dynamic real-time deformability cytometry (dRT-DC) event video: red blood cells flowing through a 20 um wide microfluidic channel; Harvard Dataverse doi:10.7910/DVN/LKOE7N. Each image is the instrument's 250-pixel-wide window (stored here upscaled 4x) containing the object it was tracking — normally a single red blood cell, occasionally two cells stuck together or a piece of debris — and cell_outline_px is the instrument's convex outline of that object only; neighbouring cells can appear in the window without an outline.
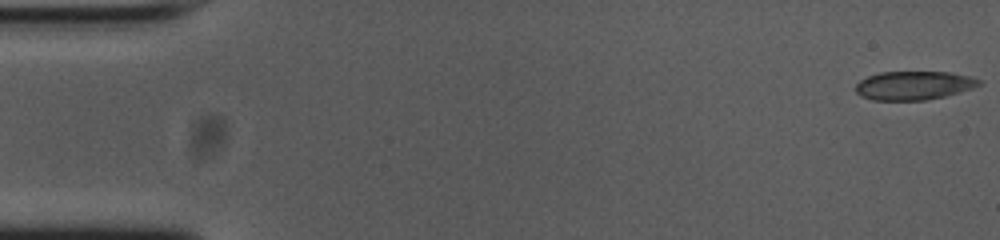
{"species": "common noctule bat (a hibernating species)", "species_latin": "Nyctalus noctula", "temperature_condition": "cold", "stored_images_in_passage": 54, "camera_frame_rate_fps": 3000, "um_per_image_px": 0.085, "animal": {"sex": "female", "body_mass_g": 23.0, "forearm_length_mm": 53.4}, "frame": {"image": 1, "passage_image": 1, "time_ms": 0.0, "image_size_px": [1000, 240], "cell_outline_px": [[980, 84], [972, 88], [960, 92], [928, 100], [872, 100], [860, 96], [856, 92], [856, 84], [860, 80], [868, 76], [880, 72], [948, 72], [972, 76], [980, 80]], "centroid_in_image_um": [77.66, 7.26], "position_along_channel_um": 7.3, "area_um2": 20.63}}
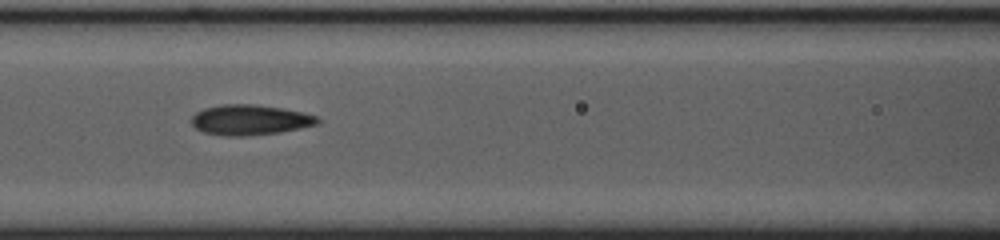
{"frame": {"image": 2, "passage_image": 23, "time_ms": 7.333, "image_size_px": [1000, 240], "cell_outline_px": [[320, 124], [280, 132], [244, 136], [224, 136], [204, 132], [196, 128], [192, 124], [192, 116], [196, 112], [204, 108], [220, 104], [252, 104], [280, 108], [304, 112], [320, 116]], "centroid_in_image_um": [21.28, 10.19], "position_along_channel_um": 145.3, "area_um2": 22.37}}
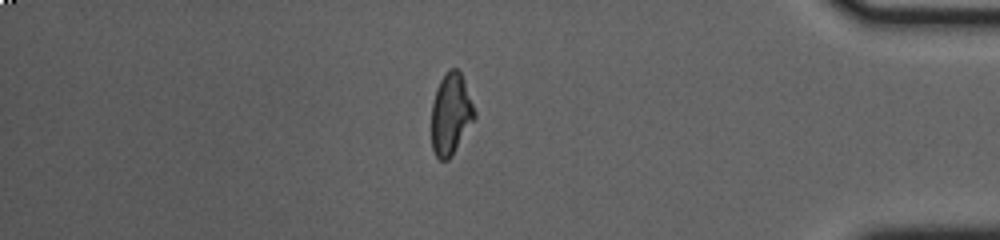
{"frame": {"image": 3, "passage_image": 46, "time_ms": 15.0, "image_size_px": [1000, 240], "cell_outline_px": [[476, 116], [452, 156], [448, 160], [440, 160], [436, 156], [432, 148], [432, 104], [436, 88], [440, 80], [452, 68], [456, 68], [460, 72], [464, 80], [476, 112]], "centroid_in_image_um": [38.32, 9.72], "position_along_channel_um": 396.9, "area_um2": 20.23}}